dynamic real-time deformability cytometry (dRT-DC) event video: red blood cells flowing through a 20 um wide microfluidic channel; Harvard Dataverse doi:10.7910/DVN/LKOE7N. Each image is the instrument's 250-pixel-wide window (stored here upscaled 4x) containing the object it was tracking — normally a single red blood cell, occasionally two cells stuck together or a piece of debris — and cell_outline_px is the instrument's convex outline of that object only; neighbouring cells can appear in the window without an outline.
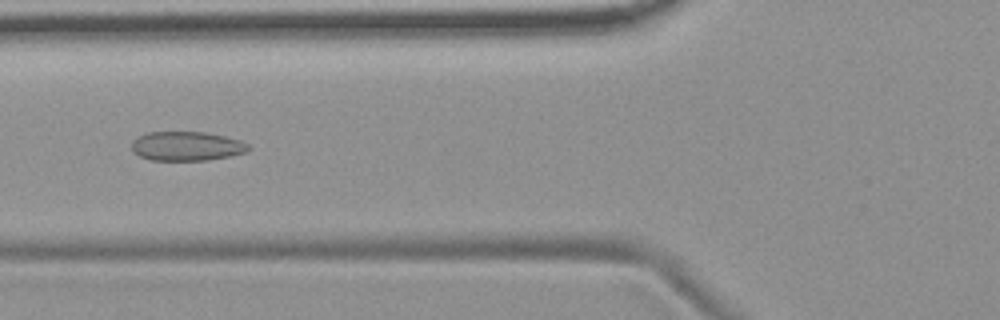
{"species": "common noctule bat (a hibernating species)", "species_latin": "Nyctalus noctula", "temperature_condition": "room temperature", "stored_images_in_passage": 7, "camera_frame_rate_fps": 3000, "um_per_image_px": 0.085, "animal": {"sex": "female", "body_mass_g": 19.9}, "frame": {"image": 1, "passage_image": 6, "time_ms": 6.0, "image_size_px": [1000, 320], "cell_outline_px": [[252, 148], [248, 152], [232, 156], [208, 160], [152, 160], [140, 156], [132, 152], [132, 140], [148, 132], [204, 132], [224, 136], [240, 140], [248, 144]], "centroid_in_image_um": [15.9, 12.43], "position_along_channel_um": 109.9, "area_um2": 20.0}}
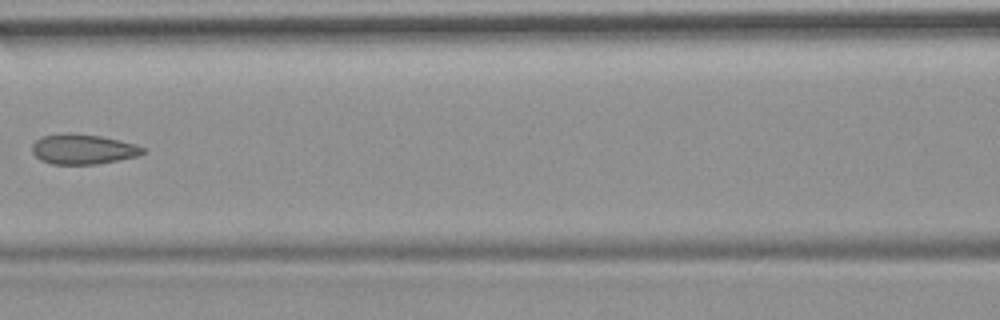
{"frame": {"image": 2, "passage_image": 7, "time_ms": 7.333, "image_size_px": [1000, 320], "cell_outline_px": [[148, 152], [140, 156], [96, 164], [52, 164], [40, 160], [32, 152], [32, 144], [40, 136], [64, 132], [68, 132], [100, 136], [120, 140], [136, 144], [144, 148]], "centroid_in_image_um": [7.07, 12.67], "position_along_channel_um": 159.5, "area_um2": 19.71}}